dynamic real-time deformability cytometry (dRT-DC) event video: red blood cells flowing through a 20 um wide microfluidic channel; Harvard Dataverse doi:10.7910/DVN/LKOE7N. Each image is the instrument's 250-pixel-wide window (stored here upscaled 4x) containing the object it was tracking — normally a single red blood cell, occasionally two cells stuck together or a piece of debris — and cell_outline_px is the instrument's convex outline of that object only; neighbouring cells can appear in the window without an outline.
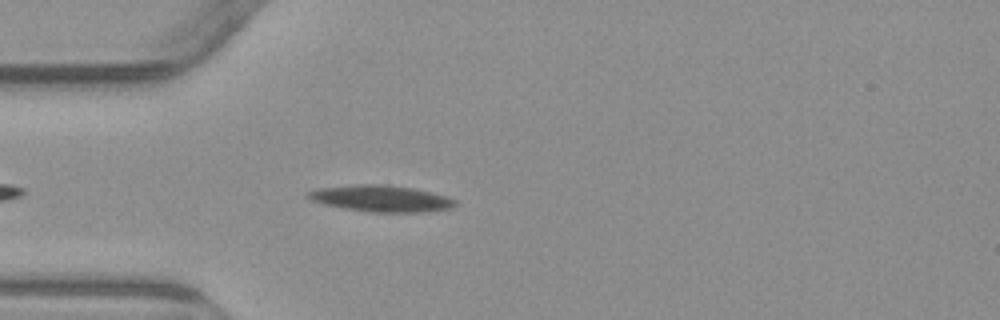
{"species": "common noctule bat (a hibernating species)", "species_latin": "Nyctalus noctula", "temperature_condition": "warm", "stored_images_in_passage": 5, "camera_frame_rate_fps": 3000, "um_per_image_px": 0.085, "animal": {"sex": "male", "body_mass_g": 23.1, "forearm_length_mm": 52.7}, "frame": {"image": 1, "passage_image": 5, "time_ms": 4.667, "image_size_px": [1000, 320], "cell_outline_px": [[456, 204], [452, 208], [424, 212], [372, 212], [344, 208], [324, 204], [312, 200], [308, 196], [308, 192], [320, 188], [356, 184], [388, 184], [412, 188], [432, 192], [448, 196], [456, 200]], "centroid_in_image_um": [32.46, 16.87], "position_along_channel_um": 52.5, "area_um2": 22.6}}